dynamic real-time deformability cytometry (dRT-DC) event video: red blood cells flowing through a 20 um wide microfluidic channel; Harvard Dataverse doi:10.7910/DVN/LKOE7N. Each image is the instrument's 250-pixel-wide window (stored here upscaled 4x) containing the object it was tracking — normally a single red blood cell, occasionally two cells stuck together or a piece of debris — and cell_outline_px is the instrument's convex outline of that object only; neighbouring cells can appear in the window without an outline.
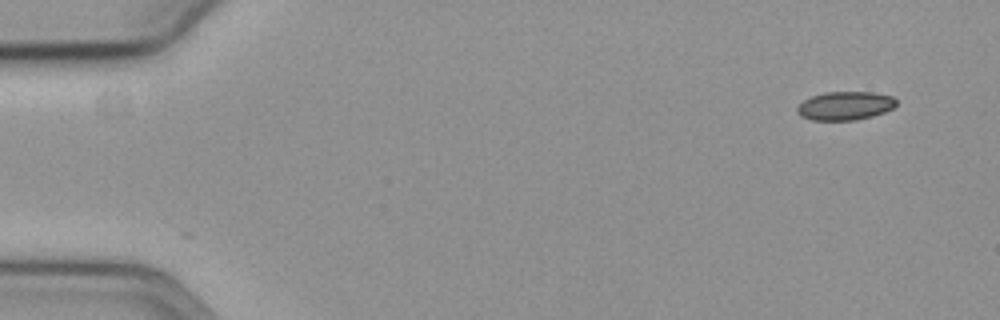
{"species": "common noctule bat (a hibernating species)", "species_latin": "Nyctalus noctula", "temperature_condition": "cold", "stored_images_in_passage": 18, "camera_frame_rate_fps": 3000, "um_per_image_px": 0.085, "animal": {"sex": "female", "body_mass_g": 19.3, "forearm_length_mm": 54.1}, "frame": {"image": 1, "passage_image": 1, "time_ms": 0.0, "image_size_px": [1000, 320], "cell_outline_px": [[896, 104], [892, 108], [884, 112], [872, 116], [856, 120], [812, 120], [800, 116], [796, 112], [796, 108], [804, 100], [812, 96], [824, 92], [872, 92], [892, 96], [896, 100]], "centroid_in_image_um": [71.81, 8.99], "position_along_channel_um": 13.2, "area_um2": 16.47}}
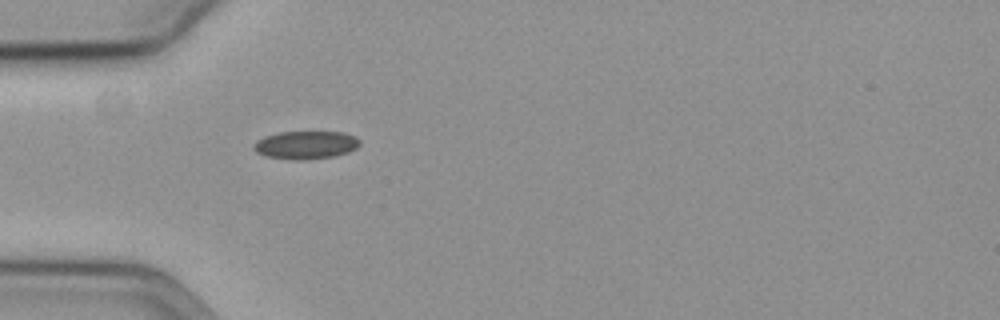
{"frame": {"image": 2, "passage_image": 15, "time_ms": 4.667, "image_size_px": [1000, 320], "cell_outline_px": [[360, 144], [356, 148], [348, 152], [336, 156], [304, 160], [292, 160], [264, 156], [256, 152], [252, 148], [252, 144], [256, 140], [264, 136], [280, 132], [344, 132], [356, 136], [360, 140]], "centroid_in_image_um": [25.97, 12.33], "position_along_channel_um": 59.0, "area_um2": 17.63}}